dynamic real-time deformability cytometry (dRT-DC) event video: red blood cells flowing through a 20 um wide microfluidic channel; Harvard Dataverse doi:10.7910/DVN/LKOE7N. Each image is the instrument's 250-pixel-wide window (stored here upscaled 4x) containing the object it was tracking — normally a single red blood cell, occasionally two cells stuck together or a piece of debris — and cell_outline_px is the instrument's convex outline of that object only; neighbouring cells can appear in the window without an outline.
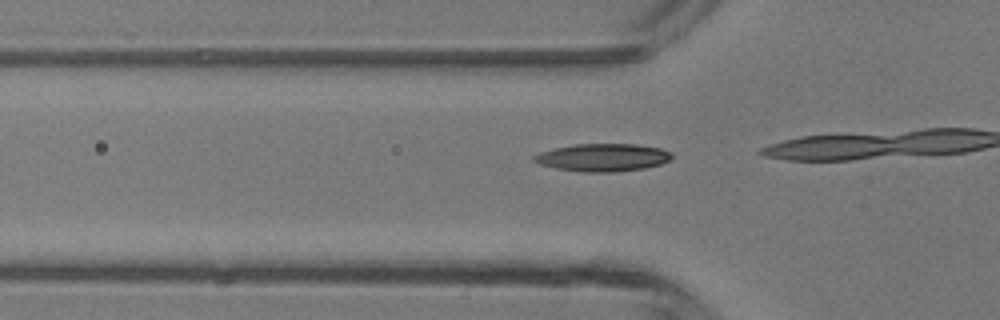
{"species": "common noctule bat (a hibernating species)", "species_latin": "Nyctalus noctula", "temperature_condition": "room temperature", "stored_images_in_passage": 14, "camera_frame_rate_fps": 3000, "um_per_image_px": 0.085, "animal": {"sex": "male", "body_mass_g": 13.3}, "frame": {"image": 1, "passage_image": 12, "time_ms": 3.667, "image_size_px": [1000, 320], "cell_outline_px": [[672, 156], [668, 160], [660, 164], [644, 168], [612, 172], [580, 172], [556, 168], [540, 164], [532, 160], [532, 156], [540, 152], [572, 144], [636, 144], [660, 148], [672, 152]], "centroid_in_image_um": [51.21, 13.38], "position_along_channel_um": 74.6, "area_um2": 22.2}}